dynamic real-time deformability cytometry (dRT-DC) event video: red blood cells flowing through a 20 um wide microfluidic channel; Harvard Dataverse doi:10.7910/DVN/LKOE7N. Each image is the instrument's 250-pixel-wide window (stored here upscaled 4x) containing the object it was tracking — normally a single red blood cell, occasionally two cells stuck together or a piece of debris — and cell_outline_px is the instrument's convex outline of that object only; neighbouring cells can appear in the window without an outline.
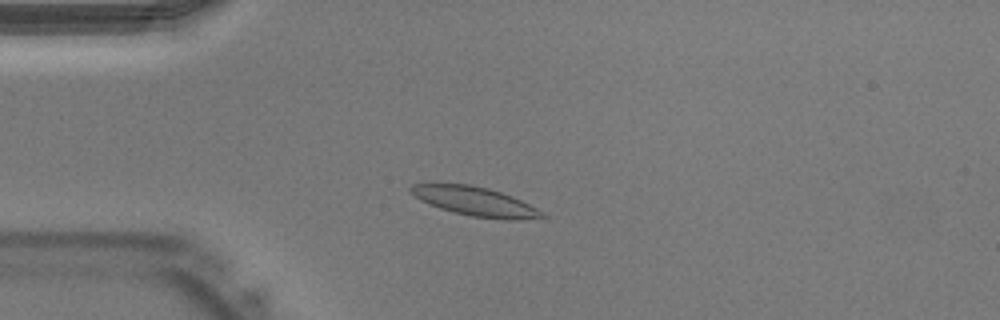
{"species": "Egyptian fruit bat (a non-hibernating species)", "species_latin": "Rousettus aegyptiacus", "temperature_condition": "warm", "stored_images_in_passage": 38, "camera_frame_rate_fps": 3000, "um_per_image_px": 0.085, "animal": {"sex": "male"}, "frame": {"image": 1, "passage_image": 7, "time_ms": 2.0, "image_size_px": [1000, 320], "cell_outline_px": [[548, 216], [520, 220], [508, 220], [472, 216], [440, 208], [420, 200], [408, 192], [408, 188], [412, 184], [468, 184], [488, 188], [512, 196], [544, 212]], "centroid_in_image_um": [40.38, 17.12], "position_along_channel_um": 44.6, "area_um2": 22.02}}
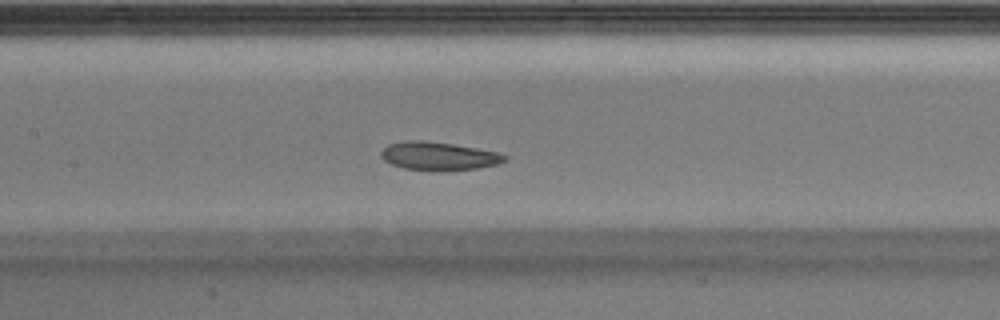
{"frame": {"image": 2, "passage_image": 16, "time_ms": 5.0, "image_size_px": [1000, 320], "cell_outline_px": [[508, 156], [504, 160], [496, 164], [480, 168], [444, 172], [440, 172], [404, 168], [392, 164], [384, 160], [380, 156], [380, 152], [388, 144], [404, 140], [424, 140], [452, 144], [476, 148], [496, 152]], "centroid_in_image_um": [37.25, 13.28], "position_along_channel_um": 170.2, "area_um2": 20.58}}
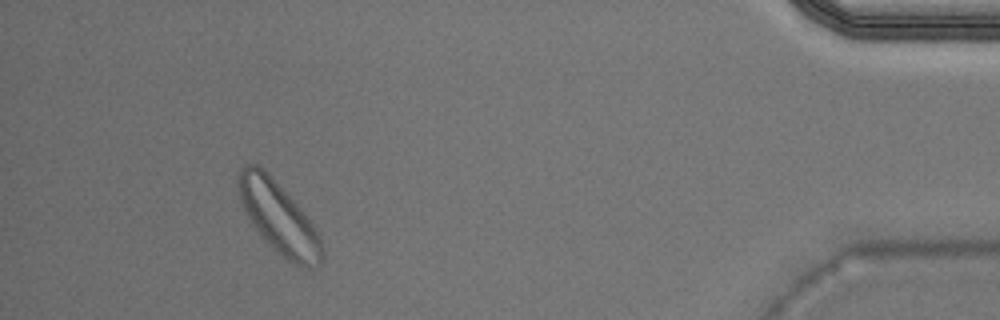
{"frame": {"image": 3, "passage_image": 35, "time_ms": 11.333, "image_size_px": [1000, 320], "cell_outline_px": [[324, 256], [320, 264], [312, 268], [304, 268], [288, 260], [264, 240], [248, 216], [240, 200], [236, 180], [236, 176], [240, 168], [244, 164], [256, 164], [264, 168], [268, 172], [300, 208], [316, 228], [320, 236], [324, 252]], "centroid_in_image_um": [23.69, 18.47], "position_along_channel_um": 411.5, "area_um2": 34.74}}